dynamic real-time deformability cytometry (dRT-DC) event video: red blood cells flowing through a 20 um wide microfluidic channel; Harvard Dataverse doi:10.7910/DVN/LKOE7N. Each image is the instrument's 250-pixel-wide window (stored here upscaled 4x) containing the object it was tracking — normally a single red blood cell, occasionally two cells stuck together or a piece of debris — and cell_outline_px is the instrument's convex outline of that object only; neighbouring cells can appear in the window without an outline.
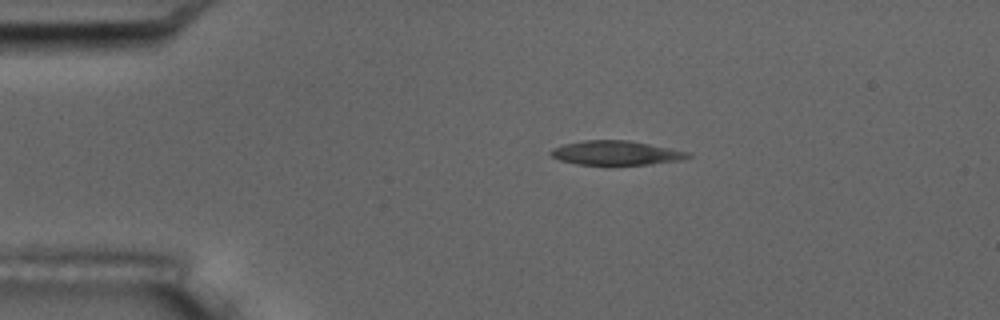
{"species": "common noctule bat (a hibernating species)", "species_latin": "Nyctalus noctula", "temperature_condition": "room temperature", "stored_images_in_passage": 4, "camera_frame_rate_fps": 3000, "um_per_image_px": 0.085, "animal": {"sex": "male", "body_mass_g": 17.5, "forearm_length_mm": 52.3}, "frame": {"image": 1, "passage_image": 2, "time_ms": 2.0, "image_size_px": [1000, 320], "cell_outline_px": [[692, 156], [680, 160], [648, 164], [576, 164], [560, 160], [552, 156], [548, 152], [552, 148], [564, 144], [584, 140], [628, 140], [688, 152]], "centroid_in_image_um": [52.31, 12.99], "position_along_channel_um": 32.7, "area_um2": 19.02}}
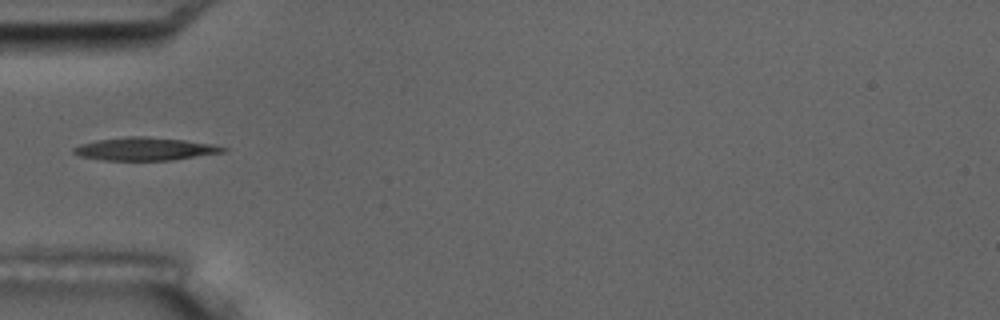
{"frame": {"image": 2, "passage_image": 4, "time_ms": 4.333, "image_size_px": [1000, 320], "cell_outline_px": [[228, 148], [224, 152], [172, 160], [104, 160], [80, 156], [72, 152], [72, 148], [80, 144], [96, 140], [128, 136], [144, 136], [184, 140], [212, 144]], "centroid_in_image_um": [12.29, 12.65], "position_along_channel_um": 72.7, "area_um2": 19.88}}